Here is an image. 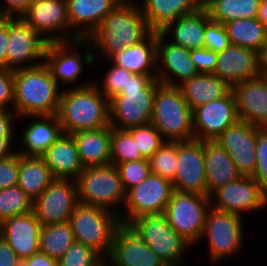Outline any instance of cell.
<instances>
[{
	"mask_svg": "<svg viewBox=\"0 0 267 266\" xmlns=\"http://www.w3.org/2000/svg\"><path fill=\"white\" fill-rule=\"evenodd\" d=\"M36 118L25 127L21 140L25 150L22 155L42 156L63 133L57 115L27 116ZM39 118V120H38Z\"/></svg>",
	"mask_w": 267,
	"mask_h": 266,
	"instance_id": "cell-31",
	"label": "cell"
},
{
	"mask_svg": "<svg viewBox=\"0 0 267 266\" xmlns=\"http://www.w3.org/2000/svg\"><path fill=\"white\" fill-rule=\"evenodd\" d=\"M230 45L224 24L210 20L204 30V48L218 53Z\"/></svg>",
	"mask_w": 267,
	"mask_h": 266,
	"instance_id": "cell-45",
	"label": "cell"
},
{
	"mask_svg": "<svg viewBox=\"0 0 267 266\" xmlns=\"http://www.w3.org/2000/svg\"><path fill=\"white\" fill-rule=\"evenodd\" d=\"M261 129L239 119L215 139L228 152L241 176L254 175L256 139Z\"/></svg>",
	"mask_w": 267,
	"mask_h": 266,
	"instance_id": "cell-19",
	"label": "cell"
},
{
	"mask_svg": "<svg viewBox=\"0 0 267 266\" xmlns=\"http://www.w3.org/2000/svg\"><path fill=\"white\" fill-rule=\"evenodd\" d=\"M47 46L48 42L21 16L9 17L7 69L16 71L43 64ZM28 61L30 64L24 65V63H29ZM35 61L39 62L34 63Z\"/></svg>",
	"mask_w": 267,
	"mask_h": 266,
	"instance_id": "cell-13",
	"label": "cell"
},
{
	"mask_svg": "<svg viewBox=\"0 0 267 266\" xmlns=\"http://www.w3.org/2000/svg\"><path fill=\"white\" fill-rule=\"evenodd\" d=\"M78 203L76 181L55 178L33 201V212L42 226L66 223Z\"/></svg>",
	"mask_w": 267,
	"mask_h": 266,
	"instance_id": "cell-14",
	"label": "cell"
},
{
	"mask_svg": "<svg viewBox=\"0 0 267 266\" xmlns=\"http://www.w3.org/2000/svg\"><path fill=\"white\" fill-rule=\"evenodd\" d=\"M190 57L199 73H214L218 53L208 48L189 50Z\"/></svg>",
	"mask_w": 267,
	"mask_h": 266,
	"instance_id": "cell-48",
	"label": "cell"
},
{
	"mask_svg": "<svg viewBox=\"0 0 267 266\" xmlns=\"http://www.w3.org/2000/svg\"><path fill=\"white\" fill-rule=\"evenodd\" d=\"M111 129V126H106L72 134L84 168L110 164Z\"/></svg>",
	"mask_w": 267,
	"mask_h": 266,
	"instance_id": "cell-29",
	"label": "cell"
},
{
	"mask_svg": "<svg viewBox=\"0 0 267 266\" xmlns=\"http://www.w3.org/2000/svg\"><path fill=\"white\" fill-rule=\"evenodd\" d=\"M136 142L141 154L149 159L165 140L152 123L126 129Z\"/></svg>",
	"mask_w": 267,
	"mask_h": 266,
	"instance_id": "cell-42",
	"label": "cell"
},
{
	"mask_svg": "<svg viewBox=\"0 0 267 266\" xmlns=\"http://www.w3.org/2000/svg\"><path fill=\"white\" fill-rule=\"evenodd\" d=\"M21 17L48 43L69 41L68 34L73 33L67 0H33Z\"/></svg>",
	"mask_w": 267,
	"mask_h": 266,
	"instance_id": "cell-15",
	"label": "cell"
},
{
	"mask_svg": "<svg viewBox=\"0 0 267 266\" xmlns=\"http://www.w3.org/2000/svg\"><path fill=\"white\" fill-rule=\"evenodd\" d=\"M42 224L34 212L7 218L0 224V236L24 260L39 252Z\"/></svg>",
	"mask_w": 267,
	"mask_h": 266,
	"instance_id": "cell-24",
	"label": "cell"
},
{
	"mask_svg": "<svg viewBox=\"0 0 267 266\" xmlns=\"http://www.w3.org/2000/svg\"><path fill=\"white\" fill-rule=\"evenodd\" d=\"M257 18L267 27V0L260 1Z\"/></svg>",
	"mask_w": 267,
	"mask_h": 266,
	"instance_id": "cell-56",
	"label": "cell"
},
{
	"mask_svg": "<svg viewBox=\"0 0 267 266\" xmlns=\"http://www.w3.org/2000/svg\"><path fill=\"white\" fill-rule=\"evenodd\" d=\"M93 83L61 91L57 116L63 133L110 126L109 100Z\"/></svg>",
	"mask_w": 267,
	"mask_h": 266,
	"instance_id": "cell-2",
	"label": "cell"
},
{
	"mask_svg": "<svg viewBox=\"0 0 267 266\" xmlns=\"http://www.w3.org/2000/svg\"><path fill=\"white\" fill-rule=\"evenodd\" d=\"M210 196L174 190L165 209L170 226L191 246L201 240Z\"/></svg>",
	"mask_w": 267,
	"mask_h": 266,
	"instance_id": "cell-9",
	"label": "cell"
},
{
	"mask_svg": "<svg viewBox=\"0 0 267 266\" xmlns=\"http://www.w3.org/2000/svg\"><path fill=\"white\" fill-rule=\"evenodd\" d=\"M210 200L212 208L241 216L242 212L266 207L267 192L252 177L241 176L215 190Z\"/></svg>",
	"mask_w": 267,
	"mask_h": 266,
	"instance_id": "cell-17",
	"label": "cell"
},
{
	"mask_svg": "<svg viewBox=\"0 0 267 266\" xmlns=\"http://www.w3.org/2000/svg\"><path fill=\"white\" fill-rule=\"evenodd\" d=\"M116 168L126 192L145 180L151 173L148 159L120 163Z\"/></svg>",
	"mask_w": 267,
	"mask_h": 266,
	"instance_id": "cell-43",
	"label": "cell"
},
{
	"mask_svg": "<svg viewBox=\"0 0 267 266\" xmlns=\"http://www.w3.org/2000/svg\"><path fill=\"white\" fill-rule=\"evenodd\" d=\"M122 1L123 0H67L69 22L71 29H73L70 41L71 39L88 38L102 23L104 17ZM77 27L78 29H76Z\"/></svg>",
	"mask_w": 267,
	"mask_h": 266,
	"instance_id": "cell-25",
	"label": "cell"
},
{
	"mask_svg": "<svg viewBox=\"0 0 267 266\" xmlns=\"http://www.w3.org/2000/svg\"><path fill=\"white\" fill-rule=\"evenodd\" d=\"M75 241L91 247L103 257L110 254L116 229L122 224L113 211L78 203L68 221Z\"/></svg>",
	"mask_w": 267,
	"mask_h": 266,
	"instance_id": "cell-6",
	"label": "cell"
},
{
	"mask_svg": "<svg viewBox=\"0 0 267 266\" xmlns=\"http://www.w3.org/2000/svg\"><path fill=\"white\" fill-rule=\"evenodd\" d=\"M21 266H58V260L39 251L31 257L22 260Z\"/></svg>",
	"mask_w": 267,
	"mask_h": 266,
	"instance_id": "cell-54",
	"label": "cell"
},
{
	"mask_svg": "<svg viewBox=\"0 0 267 266\" xmlns=\"http://www.w3.org/2000/svg\"><path fill=\"white\" fill-rule=\"evenodd\" d=\"M42 157L54 178L76 180L84 170L72 134L62 133Z\"/></svg>",
	"mask_w": 267,
	"mask_h": 266,
	"instance_id": "cell-27",
	"label": "cell"
},
{
	"mask_svg": "<svg viewBox=\"0 0 267 266\" xmlns=\"http://www.w3.org/2000/svg\"><path fill=\"white\" fill-rule=\"evenodd\" d=\"M210 20L208 11L201 6L196 11L168 23L160 32L168 37L172 31L171 42L187 50L204 48V30Z\"/></svg>",
	"mask_w": 267,
	"mask_h": 266,
	"instance_id": "cell-30",
	"label": "cell"
},
{
	"mask_svg": "<svg viewBox=\"0 0 267 266\" xmlns=\"http://www.w3.org/2000/svg\"><path fill=\"white\" fill-rule=\"evenodd\" d=\"M200 1V5L202 7H205L211 0H199Z\"/></svg>",
	"mask_w": 267,
	"mask_h": 266,
	"instance_id": "cell-58",
	"label": "cell"
},
{
	"mask_svg": "<svg viewBox=\"0 0 267 266\" xmlns=\"http://www.w3.org/2000/svg\"><path fill=\"white\" fill-rule=\"evenodd\" d=\"M171 182L176 191L208 196L203 140L177 142L176 175Z\"/></svg>",
	"mask_w": 267,
	"mask_h": 266,
	"instance_id": "cell-16",
	"label": "cell"
},
{
	"mask_svg": "<svg viewBox=\"0 0 267 266\" xmlns=\"http://www.w3.org/2000/svg\"><path fill=\"white\" fill-rule=\"evenodd\" d=\"M3 1L5 3L2 6L0 5V16L19 17L27 10V8L30 6L33 0H3Z\"/></svg>",
	"mask_w": 267,
	"mask_h": 266,
	"instance_id": "cell-50",
	"label": "cell"
},
{
	"mask_svg": "<svg viewBox=\"0 0 267 266\" xmlns=\"http://www.w3.org/2000/svg\"><path fill=\"white\" fill-rule=\"evenodd\" d=\"M139 159L147 158L141 154L131 134L126 129L112 128L110 164L116 166Z\"/></svg>",
	"mask_w": 267,
	"mask_h": 266,
	"instance_id": "cell-39",
	"label": "cell"
},
{
	"mask_svg": "<svg viewBox=\"0 0 267 266\" xmlns=\"http://www.w3.org/2000/svg\"><path fill=\"white\" fill-rule=\"evenodd\" d=\"M82 46L88 50L82 57L79 52H74L73 46ZM90 47L87 38H79L69 41L50 42L45 51L44 64L48 67L52 78L62 84H73L83 72V64L93 66L96 63L95 53ZM73 49V50H72ZM84 62V63H83ZM60 81V82H59Z\"/></svg>",
	"mask_w": 267,
	"mask_h": 266,
	"instance_id": "cell-11",
	"label": "cell"
},
{
	"mask_svg": "<svg viewBox=\"0 0 267 266\" xmlns=\"http://www.w3.org/2000/svg\"><path fill=\"white\" fill-rule=\"evenodd\" d=\"M230 43L260 53L267 42V27L258 18L237 19L224 24Z\"/></svg>",
	"mask_w": 267,
	"mask_h": 266,
	"instance_id": "cell-35",
	"label": "cell"
},
{
	"mask_svg": "<svg viewBox=\"0 0 267 266\" xmlns=\"http://www.w3.org/2000/svg\"><path fill=\"white\" fill-rule=\"evenodd\" d=\"M16 113L0 109V138H13L14 127H12Z\"/></svg>",
	"mask_w": 267,
	"mask_h": 266,
	"instance_id": "cell-53",
	"label": "cell"
},
{
	"mask_svg": "<svg viewBox=\"0 0 267 266\" xmlns=\"http://www.w3.org/2000/svg\"><path fill=\"white\" fill-rule=\"evenodd\" d=\"M42 156L19 153L18 186L34 201L54 180Z\"/></svg>",
	"mask_w": 267,
	"mask_h": 266,
	"instance_id": "cell-34",
	"label": "cell"
},
{
	"mask_svg": "<svg viewBox=\"0 0 267 266\" xmlns=\"http://www.w3.org/2000/svg\"><path fill=\"white\" fill-rule=\"evenodd\" d=\"M179 88L192 111L206 103L223 98L232 90V87L213 73H199L183 82Z\"/></svg>",
	"mask_w": 267,
	"mask_h": 266,
	"instance_id": "cell-32",
	"label": "cell"
},
{
	"mask_svg": "<svg viewBox=\"0 0 267 266\" xmlns=\"http://www.w3.org/2000/svg\"><path fill=\"white\" fill-rule=\"evenodd\" d=\"M157 31V79L160 83L179 86L198 75L190 51L177 45ZM163 63V64H162ZM163 65V66H162ZM163 67V68H162ZM162 68V69H161ZM166 70V71H165ZM172 76V77H171ZM177 78V82L174 80Z\"/></svg>",
	"mask_w": 267,
	"mask_h": 266,
	"instance_id": "cell-21",
	"label": "cell"
},
{
	"mask_svg": "<svg viewBox=\"0 0 267 266\" xmlns=\"http://www.w3.org/2000/svg\"><path fill=\"white\" fill-rule=\"evenodd\" d=\"M11 104L13 110L14 104V71L7 68H0V109L7 108Z\"/></svg>",
	"mask_w": 267,
	"mask_h": 266,
	"instance_id": "cell-49",
	"label": "cell"
},
{
	"mask_svg": "<svg viewBox=\"0 0 267 266\" xmlns=\"http://www.w3.org/2000/svg\"><path fill=\"white\" fill-rule=\"evenodd\" d=\"M133 2L123 0L104 17L87 38L93 50H101L109 58L122 48L139 44L152 32L143 11Z\"/></svg>",
	"mask_w": 267,
	"mask_h": 266,
	"instance_id": "cell-1",
	"label": "cell"
},
{
	"mask_svg": "<svg viewBox=\"0 0 267 266\" xmlns=\"http://www.w3.org/2000/svg\"><path fill=\"white\" fill-rule=\"evenodd\" d=\"M242 225V217L239 215L212 207L209 209L201 239L208 238L211 262H219L237 254L244 239Z\"/></svg>",
	"mask_w": 267,
	"mask_h": 266,
	"instance_id": "cell-10",
	"label": "cell"
},
{
	"mask_svg": "<svg viewBox=\"0 0 267 266\" xmlns=\"http://www.w3.org/2000/svg\"><path fill=\"white\" fill-rule=\"evenodd\" d=\"M259 61H260V71L263 75L267 73V42L263 46L261 52L259 53Z\"/></svg>",
	"mask_w": 267,
	"mask_h": 266,
	"instance_id": "cell-57",
	"label": "cell"
},
{
	"mask_svg": "<svg viewBox=\"0 0 267 266\" xmlns=\"http://www.w3.org/2000/svg\"><path fill=\"white\" fill-rule=\"evenodd\" d=\"M159 80L133 74L125 88L109 100L110 126L128 129L151 122L155 91Z\"/></svg>",
	"mask_w": 267,
	"mask_h": 266,
	"instance_id": "cell-4",
	"label": "cell"
},
{
	"mask_svg": "<svg viewBox=\"0 0 267 266\" xmlns=\"http://www.w3.org/2000/svg\"><path fill=\"white\" fill-rule=\"evenodd\" d=\"M128 225L167 266H183L184 252L190 244L170 226L165 213L146 214Z\"/></svg>",
	"mask_w": 267,
	"mask_h": 266,
	"instance_id": "cell-8",
	"label": "cell"
},
{
	"mask_svg": "<svg viewBox=\"0 0 267 266\" xmlns=\"http://www.w3.org/2000/svg\"><path fill=\"white\" fill-rule=\"evenodd\" d=\"M148 160L152 174L172 181L176 175L177 142L165 141Z\"/></svg>",
	"mask_w": 267,
	"mask_h": 266,
	"instance_id": "cell-40",
	"label": "cell"
},
{
	"mask_svg": "<svg viewBox=\"0 0 267 266\" xmlns=\"http://www.w3.org/2000/svg\"><path fill=\"white\" fill-rule=\"evenodd\" d=\"M61 91L43 63L14 71L13 111L18 118L57 115Z\"/></svg>",
	"mask_w": 267,
	"mask_h": 266,
	"instance_id": "cell-3",
	"label": "cell"
},
{
	"mask_svg": "<svg viewBox=\"0 0 267 266\" xmlns=\"http://www.w3.org/2000/svg\"><path fill=\"white\" fill-rule=\"evenodd\" d=\"M165 141L194 139L192 110L179 86L158 83L151 122Z\"/></svg>",
	"mask_w": 267,
	"mask_h": 266,
	"instance_id": "cell-5",
	"label": "cell"
},
{
	"mask_svg": "<svg viewBox=\"0 0 267 266\" xmlns=\"http://www.w3.org/2000/svg\"><path fill=\"white\" fill-rule=\"evenodd\" d=\"M255 154L256 169L252 178L267 192V128L257 134Z\"/></svg>",
	"mask_w": 267,
	"mask_h": 266,
	"instance_id": "cell-46",
	"label": "cell"
},
{
	"mask_svg": "<svg viewBox=\"0 0 267 266\" xmlns=\"http://www.w3.org/2000/svg\"><path fill=\"white\" fill-rule=\"evenodd\" d=\"M173 192L170 180L150 173L145 180L126 192L127 216L119 215L121 223L128 225L140 216L164 213Z\"/></svg>",
	"mask_w": 267,
	"mask_h": 266,
	"instance_id": "cell-12",
	"label": "cell"
},
{
	"mask_svg": "<svg viewBox=\"0 0 267 266\" xmlns=\"http://www.w3.org/2000/svg\"><path fill=\"white\" fill-rule=\"evenodd\" d=\"M19 152L0 161V189L18 185Z\"/></svg>",
	"mask_w": 267,
	"mask_h": 266,
	"instance_id": "cell-47",
	"label": "cell"
},
{
	"mask_svg": "<svg viewBox=\"0 0 267 266\" xmlns=\"http://www.w3.org/2000/svg\"><path fill=\"white\" fill-rule=\"evenodd\" d=\"M12 144V138H0V161L11 156L16 151L10 149Z\"/></svg>",
	"mask_w": 267,
	"mask_h": 266,
	"instance_id": "cell-55",
	"label": "cell"
},
{
	"mask_svg": "<svg viewBox=\"0 0 267 266\" xmlns=\"http://www.w3.org/2000/svg\"><path fill=\"white\" fill-rule=\"evenodd\" d=\"M194 138L215 140L239 120L236 99L231 90L223 98L206 103L192 111Z\"/></svg>",
	"mask_w": 267,
	"mask_h": 266,
	"instance_id": "cell-18",
	"label": "cell"
},
{
	"mask_svg": "<svg viewBox=\"0 0 267 266\" xmlns=\"http://www.w3.org/2000/svg\"><path fill=\"white\" fill-rule=\"evenodd\" d=\"M240 120L267 128V79L264 75L242 81L232 87Z\"/></svg>",
	"mask_w": 267,
	"mask_h": 266,
	"instance_id": "cell-23",
	"label": "cell"
},
{
	"mask_svg": "<svg viewBox=\"0 0 267 266\" xmlns=\"http://www.w3.org/2000/svg\"><path fill=\"white\" fill-rule=\"evenodd\" d=\"M208 196L241 177L228 152L215 140H203Z\"/></svg>",
	"mask_w": 267,
	"mask_h": 266,
	"instance_id": "cell-28",
	"label": "cell"
},
{
	"mask_svg": "<svg viewBox=\"0 0 267 266\" xmlns=\"http://www.w3.org/2000/svg\"><path fill=\"white\" fill-rule=\"evenodd\" d=\"M132 75L133 73L130 71L112 64L108 72L105 74L102 86L100 87L99 84H95L100 92L108 100H110L116 94L120 93L123 88H125L128 77H131Z\"/></svg>",
	"mask_w": 267,
	"mask_h": 266,
	"instance_id": "cell-44",
	"label": "cell"
},
{
	"mask_svg": "<svg viewBox=\"0 0 267 266\" xmlns=\"http://www.w3.org/2000/svg\"><path fill=\"white\" fill-rule=\"evenodd\" d=\"M113 65L133 74L157 77V31H152L139 44L122 48L109 57Z\"/></svg>",
	"mask_w": 267,
	"mask_h": 266,
	"instance_id": "cell-26",
	"label": "cell"
},
{
	"mask_svg": "<svg viewBox=\"0 0 267 266\" xmlns=\"http://www.w3.org/2000/svg\"><path fill=\"white\" fill-rule=\"evenodd\" d=\"M261 0H211L206 6L210 19L225 24L237 19L257 18Z\"/></svg>",
	"mask_w": 267,
	"mask_h": 266,
	"instance_id": "cell-36",
	"label": "cell"
},
{
	"mask_svg": "<svg viewBox=\"0 0 267 266\" xmlns=\"http://www.w3.org/2000/svg\"><path fill=\"white\" fill-rule=\"evenodd\" d=\"M230 87L261 76L259 53L237 45L218 52L214 73Z\"/></svg>",
	"mask_w": 267,
	"mask_h": 266,
	"instance_id": "cell-22",
	"label": "cell"
},
{
	"mask_svg": "<svg viewBox=\"0 0 267 266\" xmlns=\"http://www.w3.org/2000/svg\"><path fill=\"white\" fill-rule=\"evenodd\" d=\"M75 181L79 203L122 214L116 206L125 204L126 191L115 165L86 167Z\"/></svg>",
	"mask_w": 267,
	"mask_h": 266,
	"instance_id": "cell-7",
	"label": "cell"
},
{
	"mask_svg": "<svg viewBox=\"0 0 267 266\" xmlns=\"http://www.w3.org/2000/svg\"><path fill=\"white\" fill-rule=\"evenodd\" d=\"M9 47V17L0 16V68H7Z\"/></svg>",
	"mask_w": 267,
	"mask_h": 266,
	"instance_id": "cell-51",
	"label": "cell"
},
{
	"mask_svg": "<svg viewBox=\"0 0 267 266\" xmlns=\"http://www.w3.org/2000/svg\"><path fill=\"white\" fill-rule=\"evenodd\" d=\"M33 212V200L18 185L0 189V224L7 218Z\"/></svg>",
	"mask_w": 267,
	"mask_h": 266,
	"instance_id": "cell-38",
	"label": "cell"
},
{
	"mask_svg": "<svg viewBox=\"0 0 267 266\" xmlns=\"http://www.w3.org/2000/svg\"><path fill=\"white\" fill-rule=\"evenodd\" d=\"M142 6L148 27L161 31L168 23L201 7L199 0H143Z\"/></svg>",
	"mask_w": 267,
	"mask_h": 266,
	"instance_id": "cell-33",
	"label": "cell"
},
{
	"mask_svg": "<svg viewBox=\"0 0 267 266\" xmlns=\"http://www.w3.org/2000/svg\"><path fill=\"white\" fill-rule=\"evenodd\" d=\"M105 262L100 253L75 241L58 259V266H102Z\"/></svg>",
	"mask_w": 267,
	"mask_h": 266,
	"instance_id": "cell-41",
	"label": "cell"
},
{
	"mask_svg": "<svg viewBox=\"0 0 267 266\" xmlns=\"http://www.w3.org/2000/svg\"><path fill=\"white\" fill-rule=\"evenodd\" d=\"M22 260L0 236V266H21Z\"/></svg>",
	"mask_w": 267,
	"mask_h": 266,
	"instance_id": "cell-52",
	"label": "cell"
},
{
	"mask_svg": "<svg viewBox=\"0 0 267 266\" xmlns=\"http://www.w3.org/2000/svg\"><path fill=\"white\" fill-rule=\"evenodd\" d=\"M74 242L69 222L44 225L40 232L39 251L58 260Z\"/></svg>",
	"mask_w": 267,
	"mask_h": 266,
	"instance_id": "cell-37",
	"label": "cell"
},
{
	"mask_svg": "<svg viewBox=\"0 0 267 266\" xmlns=\"http://www.w3.org/2000/svg\"><path fill=\"white\" fill-rule=\"evenodd\" d=\"M108 266H167L127 224H121L113 237Z\"/></svg>",
	"mask_w": 267,
	"mask_h": 266,
	"instance_id": "cell-20",
	"label": "cell"
}]
</instances>
